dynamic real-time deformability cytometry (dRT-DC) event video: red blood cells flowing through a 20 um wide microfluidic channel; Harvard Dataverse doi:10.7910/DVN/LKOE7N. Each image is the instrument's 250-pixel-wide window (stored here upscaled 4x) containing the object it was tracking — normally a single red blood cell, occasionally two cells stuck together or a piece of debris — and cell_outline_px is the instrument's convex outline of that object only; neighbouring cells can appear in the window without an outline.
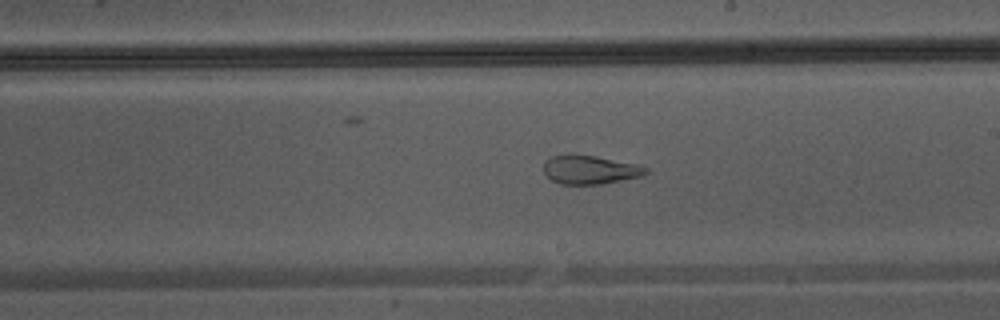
{"species": "Egyptian fruit bat (a non-hibernating species)", "species_latin": "Rousettus aegyptiacus", "temperature_condition": "warm", "stored_images_in_passage": 47, "camera_frame_rate_fps": 3000, "um_per_image_px": 0.085, "animal": {"sex": "male"}, "frame": {"image": 1, "passage_image": 27, "time_ms": 8.667, "image_size_px": [1000, 320], "cell_outline_px": [[648, 172], [644, 176], [600, 184], [560, 184], [552, 180], [544, 172], [544, 160], [552, 156], [568, 152], [572, 152], [596, 156], [640, 164], [648, 168]], "centroid_in_image_um": [50.15, 14.39], "position_along_channel_um": 238.8, "area_um2": 17.63}}
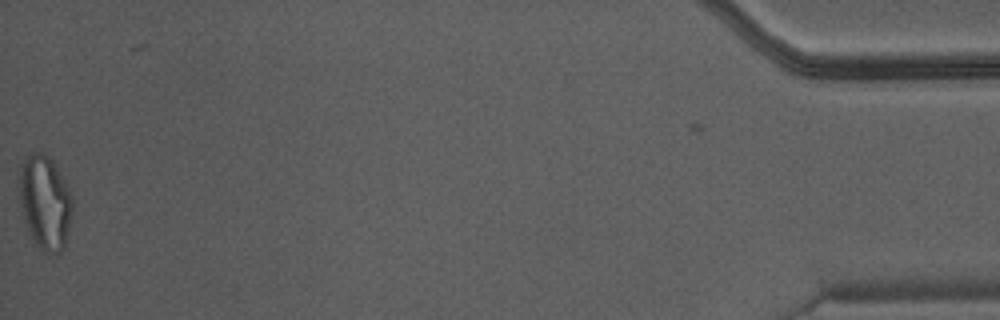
{"frame": {"image": 2, "passage_image": 46, "time_ms": 15.0, "image_size_px": [1000, 320], "cell_outline_px": [[72, 208], [64, 248], [60, 252], [44, 252], [40, 248], [28, 232], [24, 224], [20, 204], [20, 164], [32, 152], [40, 152], [48, 156], [52, 160], [64, 180], [72, 196]], "centroid_in_image_um": [3.81, 17.19], "position_along_channel_um": 431.4, "area_um2": 28.78}}